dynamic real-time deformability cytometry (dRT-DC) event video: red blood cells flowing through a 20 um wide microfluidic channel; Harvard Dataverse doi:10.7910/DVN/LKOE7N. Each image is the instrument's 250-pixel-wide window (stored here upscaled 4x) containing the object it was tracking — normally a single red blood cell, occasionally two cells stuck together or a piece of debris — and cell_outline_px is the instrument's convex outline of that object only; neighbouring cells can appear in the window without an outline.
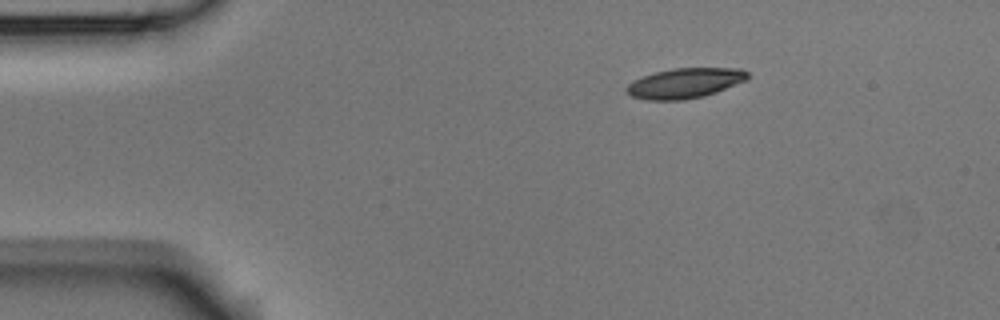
{"species": "Egyptian fruit bat (a non-hibernating species)", "species_latin": "Rousettus aegyptiacus", "temperature_condition": "room temperature", "stored_images_in_passage": 3, "camera_frame_rate_fps": 3000, "um_per_image_px": 0.085, "animal": {"sex": "male"}, "frame": {"image": 1, "passage_image": 1, "time_ms": 0.0, "image_size_px": [1000, 320], "cell_outline_px": [[748, 80], [716, 92], [704, 96], [684, 100], [648, 100], [632, 96], [624, 88], [628, 84], [644, 76], [656, 72], [672, 68], [740, 68], [748, 72]], "centroid_in_image_um": [58.25, 7.07], "position_along_channel_um": 26.7, "area_um2": 21.15}}
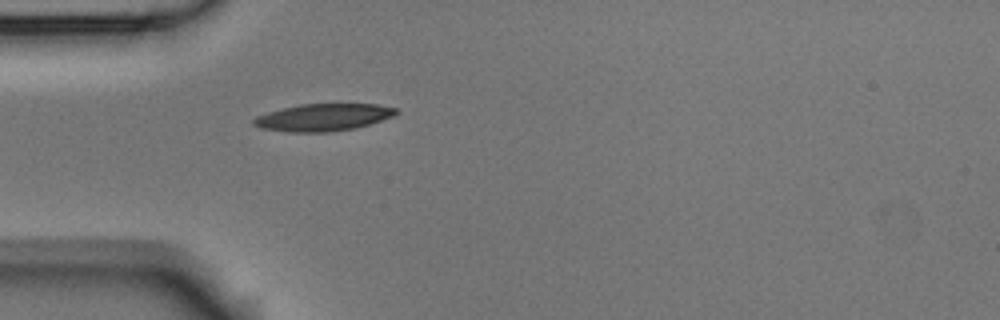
{"frame": {"image": 2, "passage_image": 3, "time_ms": 0.667, "image_size_px": [1000, 320], "cell_outline_px": [[396, 112], [392, 116], [356, 128], [332, 132], [288, 132], [260, 128], [252, 124], [252, 120], [256, 116], [268, 112], [300, 104], [380, 104], [396, 108]], "centroid_in_image_um": [27.43, 9.98], "position_along_channel_um": 57.6, "area_um2": 22.48}}